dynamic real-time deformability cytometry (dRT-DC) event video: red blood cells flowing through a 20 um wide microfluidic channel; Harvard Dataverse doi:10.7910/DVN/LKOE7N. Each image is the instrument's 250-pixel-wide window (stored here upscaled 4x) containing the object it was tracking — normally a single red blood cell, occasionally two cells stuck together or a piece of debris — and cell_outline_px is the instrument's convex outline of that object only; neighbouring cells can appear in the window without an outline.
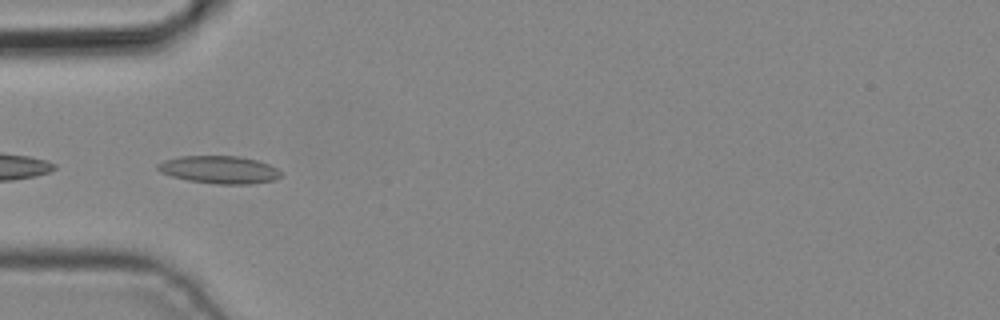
{"species": "common noctule bat (a hibernating species)", "species_latin": "Nyctalus noctula", "temperature_condition": "cold", "stored_images_in_passage": 4, "camera_frame_rate_fps": 3000, "um_per_image_px": 0.085, "animal": {"sex": "male", "body_mass_g": 19.2, "forearm_length_mm": 51.8}, "frame": {"image": 1, "passage_image": 3, "time_ms": 0.667, "image_size_px": [1000, 320], "cell_outline_px": [[280, 176], [276, 180], [248, 184], [216, 184], [188, 180], [172, 176], [160, 172], [156, 168], [156, 164], [164, 160], [180, 156], [236, 156], [256, 160], [268, 164], [276, 168], [280, 172]], "centroid_in_image_um": [18.61, 14.42], "position_along_channel_um": 66.4, "area_um2": 19.77}}
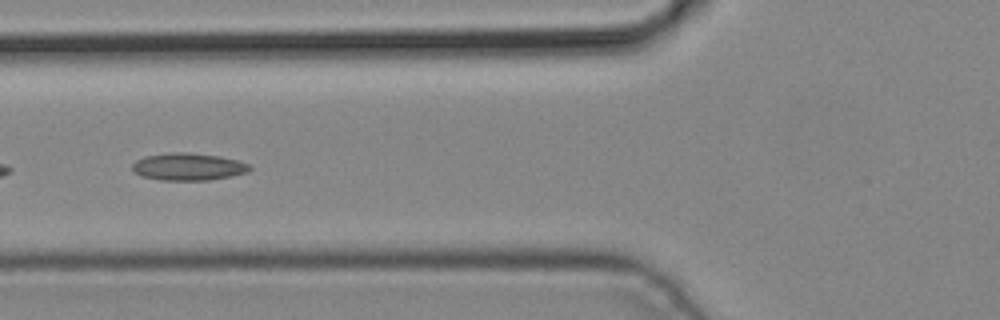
{"frame": {"image": 2, "passage_image": 4, "time_ms": 1.0, "image_size_px": [1000, 320], "cell_outline_px": [[252, 168], [248, 172], [232, 176], [208, 180], [160, 180], [144, 176], [136, 172], [132, 168], [132, 164], [136, 160], [144, 156], [172, 152], [188, 152], [220, 156], [236, 160], [248, 164]], "centroid_in_image_um": [16.01, 14.16], "position_along_channel_um": 109.8, "area_um2": 18.61}}